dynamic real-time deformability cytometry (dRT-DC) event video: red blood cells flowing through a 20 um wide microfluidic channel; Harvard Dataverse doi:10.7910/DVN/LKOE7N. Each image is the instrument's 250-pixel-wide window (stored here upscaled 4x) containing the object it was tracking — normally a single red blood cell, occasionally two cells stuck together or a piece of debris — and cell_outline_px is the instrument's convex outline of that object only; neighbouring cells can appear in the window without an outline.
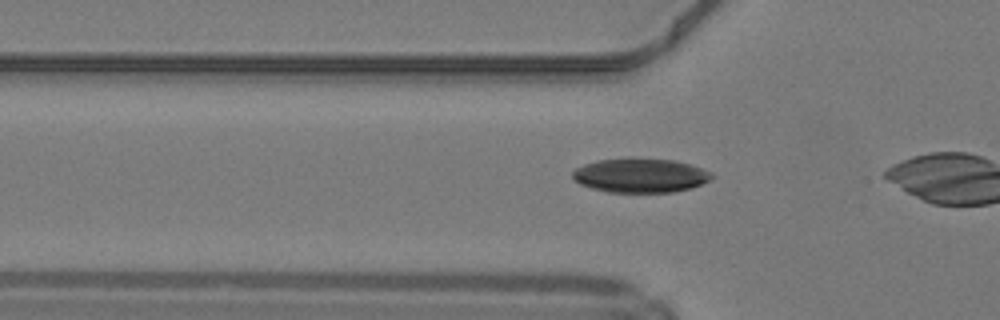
{"species": "common noctule bat (a hibernating species)", "species_latin": "Nyctalus noctula", "temperature_condition": "warm", "stored_images_in_passage": 12, "camera_frame_rate_fps": 3000, "um_per_image_px": 0.085, "animal": {"sex": "male", "body_mass_g": 19.2, "forearm_length_mm": 51.8}, "frame": {"image": 1, "passage_image": 9, "time_ms": 2.667, "image_size_px": [1000, 320], "cell_outline_px": [[716, 176], [692, 188], [672, 192], [608, 192], [592, 188], [580, 184], [572, 180], [572, 172], [576, 168], [584, 164], [600, 160], [628, 156], [632, 156], [676, 160], [712, 172]], "centroid_in_image_um": [54.41, 14.88], "position_along_channel_um": 71.4, "area_um2": 28.26}}